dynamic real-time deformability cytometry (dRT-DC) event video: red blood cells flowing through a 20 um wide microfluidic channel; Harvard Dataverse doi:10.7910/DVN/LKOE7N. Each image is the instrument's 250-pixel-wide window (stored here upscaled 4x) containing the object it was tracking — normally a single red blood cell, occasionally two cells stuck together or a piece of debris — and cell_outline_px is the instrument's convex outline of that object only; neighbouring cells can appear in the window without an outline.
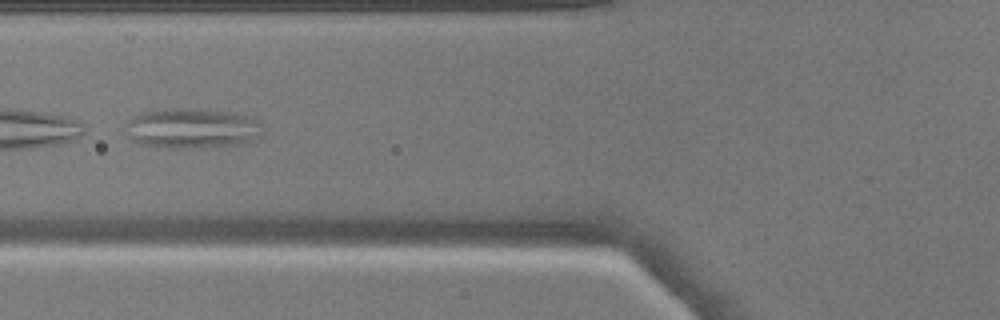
{"species": "common noctule bat (a hibernating species)", "species_latin": "Nyctalus noctula", "temperature_condition": "warm", "stored_images_in_passage": 9, "camera_frame_rate_fps": 3000, "um_per_image_px": 0.085, "animal": {"sex": "male", "body_mass_g": 17.9}, "frame": {"image": 1, "passage_image": 7, "time_ms": 2.0, "image_size_px": [1000, 320], "cell_outline_px": [[260, 140], [244, 144], [188, 148], [168, 148], [140, 144], [132, 140], [124, 132], [124, 124], [128, 120], [140, 112], [156, 108], [188, 108], [236, 112], [252, 116], [260, 124]], "centroid_in_image_um": [16.29, 10.89], "position_along_channel_um": 109.5, "area_um2": 32.95}}